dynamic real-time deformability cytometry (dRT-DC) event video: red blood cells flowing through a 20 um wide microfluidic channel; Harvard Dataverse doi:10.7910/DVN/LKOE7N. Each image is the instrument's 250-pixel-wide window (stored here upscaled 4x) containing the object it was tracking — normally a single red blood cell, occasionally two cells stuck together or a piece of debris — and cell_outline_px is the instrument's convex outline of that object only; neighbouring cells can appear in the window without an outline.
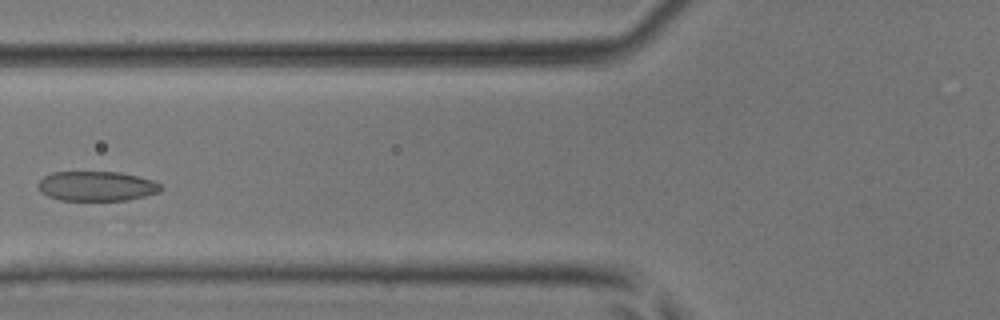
{"species": "common noctule bat (a hibernating species)", "species_latin": "Nyctalus noctula", "temperature_condition": "room temperature", "stored_images_in_passage": 5, "camera_frame_rate_fps": 3000, "um_per_image_px": 0.085, "animal": {"sex": "male", "body_mass_g": 17.9, "forearm_length_mm": 54.2}, "frame": {"image": 1, "passage_image": 4, "time_ms": 1.0, "image_size_px": [1000, 320], "cell_outline_px": [[164, 188], [160, 192], [128, 200], [60, 200], [48, 196], [40, 192], [36, 184], [44, 176], [52, 172], [120, 172], [152, 180], [160, 184]], "centroid_in_image_um": [8.2, 15.82], "position_along_channel_um": 117.6, "area_um2": 21.33}}
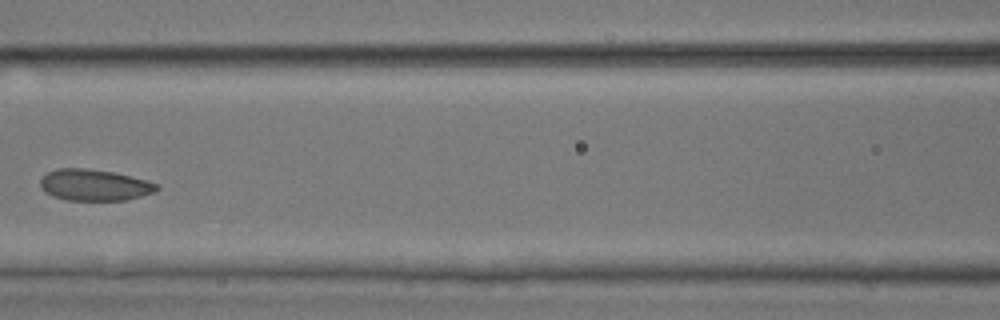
{"frame": {"image": 2, "passage_image": 5, "time_ms": 1.333, "image_size_px": [1000, 320], "cell_outline_px": [[160, 188], [156, 192], [128, 200], [68, 200], [44, 192], [40, 184], [40, 180], [48, 172], [56, 168], [84, 168], [112, 172], [148, 180], [156, 184]], "centroid_in_image_um": [8.05, 15.73], "position_along_channel_um": 158.5, "area_um2": 21.21}}